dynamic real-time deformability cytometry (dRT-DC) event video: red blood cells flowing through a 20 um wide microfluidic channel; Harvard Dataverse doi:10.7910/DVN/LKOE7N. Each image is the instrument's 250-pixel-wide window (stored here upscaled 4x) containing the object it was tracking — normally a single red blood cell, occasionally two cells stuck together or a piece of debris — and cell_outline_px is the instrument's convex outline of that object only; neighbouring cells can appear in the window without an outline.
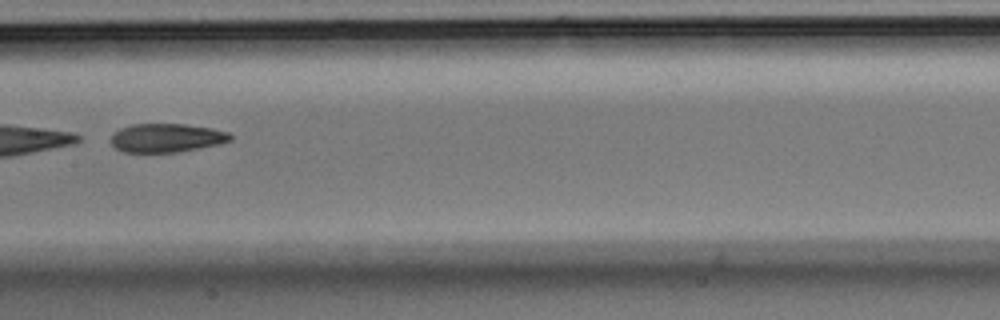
{"species": "Egyptian fruit bat (a non-hibernating species)", "species_latin": "Rousettus aegyptiacus", "temperature_condition": "room temperature", "stored_images_in_passage": 11, "camera_frame_rate_fps": 3000, "um_per_image_px": 0.085, "animal": {"sex": "male"}, "frame": {"image": 1, "passage_image": 5, "time_ms": 1.333, "image_size_px": [1000, 320], "cell_outline_px": [[232, 140], [216, 144], [176, 152], [124, 152], [116, 148], [108, 140], [120, 128], [132, 124], [184, 124], [212, 128], [228, 132], [232, 136]], "centroid_in_image_um": [14.12, 11.71], "position_along_channel_um": 193.3, "area_um2": 19.77}}
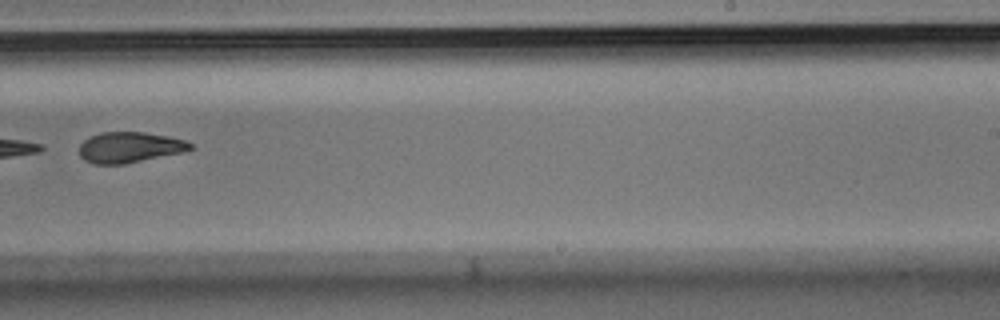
{"frame": {"image": 2, "passage_image": 7, "time_ms": 2.0, "image_size_px": [1000, 320], "cell_outline_px": [[196, 148], [184, 152], [124, 164], [92, 164], [84, 160], [80, 156], [80, 144], [84, 140], [100, 132], [144, 132], [168, 136], [184, 140], [192, 144]], "centroid_in_image_um": [11.04, 12.53], "position_along_channel_um": 278.0, "area_um2": 19.94}}
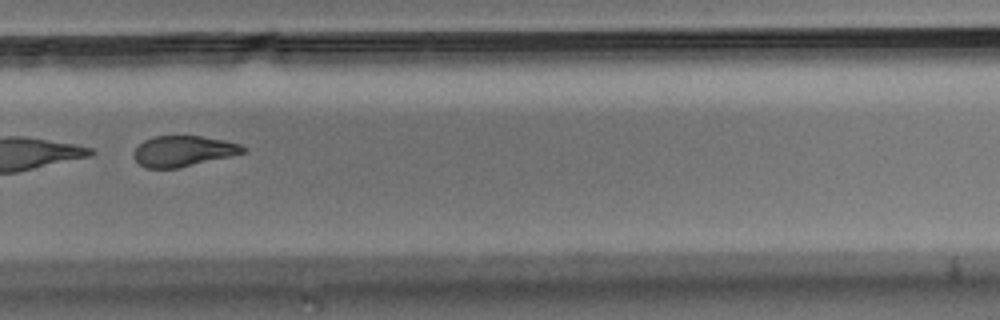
{"frame": {"image": 3, "passage_image": 8, "time_ms": 2.333, "image_size_px": [1000, 320], "cell_outline_px": [[244, 152], [228, 156], [176, 168], [144, 168], [132, 156], [132, 152], [144, 140], [152, 136], [200, 136], [224, 140], [240, 144], [244, 148]], "centroid_in_image_um": [15.49, 12.83], "position_along_channel_um": 314.3, "area_um2": 19.19}}